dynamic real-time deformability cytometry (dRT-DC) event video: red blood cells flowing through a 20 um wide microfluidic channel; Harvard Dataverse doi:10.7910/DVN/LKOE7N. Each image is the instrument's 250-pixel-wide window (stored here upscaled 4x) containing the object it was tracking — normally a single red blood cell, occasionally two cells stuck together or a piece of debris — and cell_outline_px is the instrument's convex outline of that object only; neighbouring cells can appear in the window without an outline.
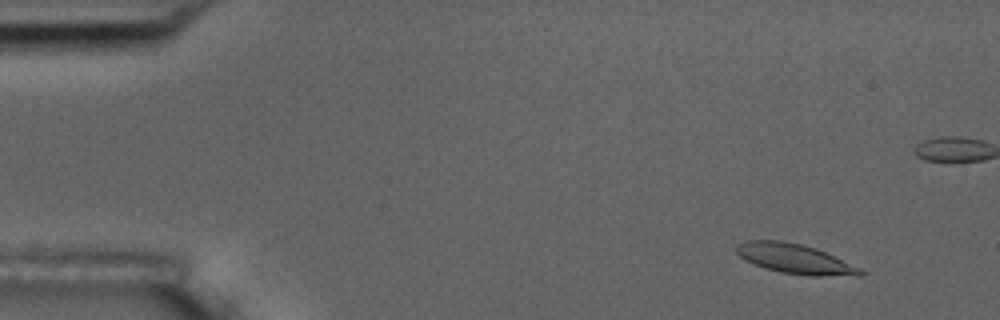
{"species": "common noctule bat (a hibernating species)", "species_latin": "Nyctalus noctula", "temperature_condition": "room temperature", "stored_images_in_passage": 57, "camera_frame_rate_fps": 3000, "um_per_image_px": 0.085, "animal": {"sex": "male", "body_mass_g": 17.5, "forearm_length_mm": 52.3}, "frame": {"image": 1, "passage_image": 6, "time_ms": 1.667, "image_size_px": [1000, 320], "cell_outline_px": [[864, 276], [812, 276], [780, 272], [764, 268], [744, 260], [736, 252], [736, 244], [748, 240], [780, 240], [800, 244], [816, 248], [860, 268], [864, 272]], "centroid_in_image_um": [67.55, 22.01], "position_along_channel_um": 17.4, "area_um2": 21.5}}
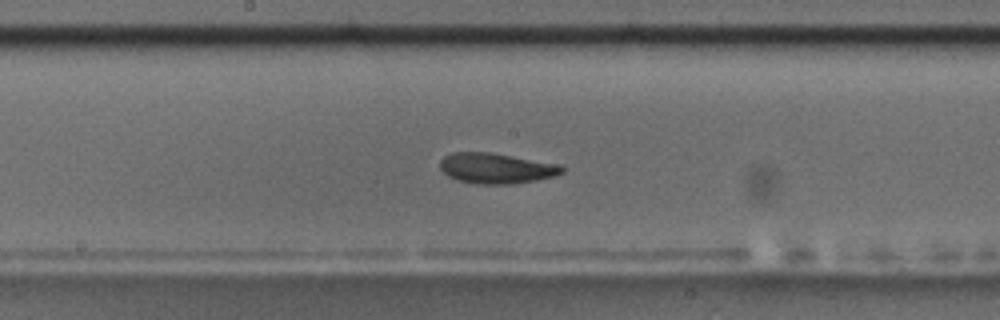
{"frame": {"image": 2, "passage_image": 30, "time_ms": 9.667, "image_size_px": [1000, 320], "cell_outline_px": [[564, 172], [556, 176], [536, 180], [508, 184], [480, 184], [456, 180], [448, 176], [440, 168], [440, 160], [444, 156], [452, 152], [492, 152], [564, 164]], "centroid_in_image_um": [42.23, 14.29], "position_along_channel_um": 206.0, "area_um2": 22.02}}
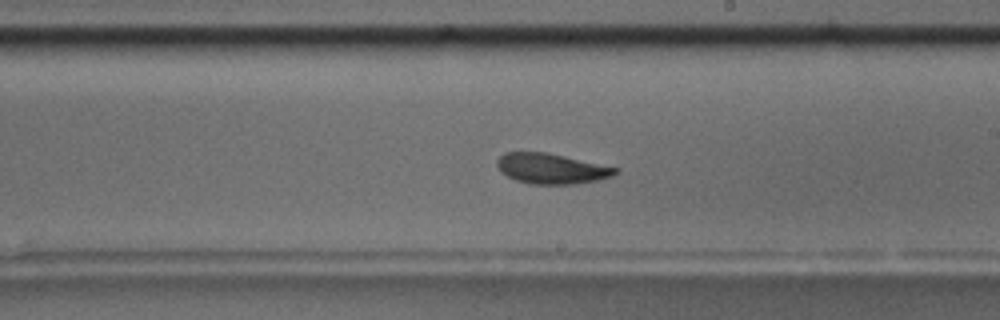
{"frame": {"image": 3, "passage_image": 33, "time_ms": 10.667, "image_size_px": [1000, 320], "cell_outline_px": [[620, 172], [612, 176], [596, 180], [576, 184], [528, 184], [516, 180], [500, 172], [496, 164], [496, 160], [504, 152], [544, 152], [564, 156], [620, 168]], "centroid_in_image_um": [46.86, 14.33], "position_along_channel_um": 242.1, "area_um2": 20.98}, "authors_computed_cell_mechanics": {"area_um2": 21.1548, "velocity_mm_per_s": 3.6288, "shape_relaxation_time_tau1_ms": 3.268, "shape_relaxation_time_tau2_ms": 2.8724, "deformation_change_tau1": 0.1404, "deformation_change_tau2": 0.0585}}